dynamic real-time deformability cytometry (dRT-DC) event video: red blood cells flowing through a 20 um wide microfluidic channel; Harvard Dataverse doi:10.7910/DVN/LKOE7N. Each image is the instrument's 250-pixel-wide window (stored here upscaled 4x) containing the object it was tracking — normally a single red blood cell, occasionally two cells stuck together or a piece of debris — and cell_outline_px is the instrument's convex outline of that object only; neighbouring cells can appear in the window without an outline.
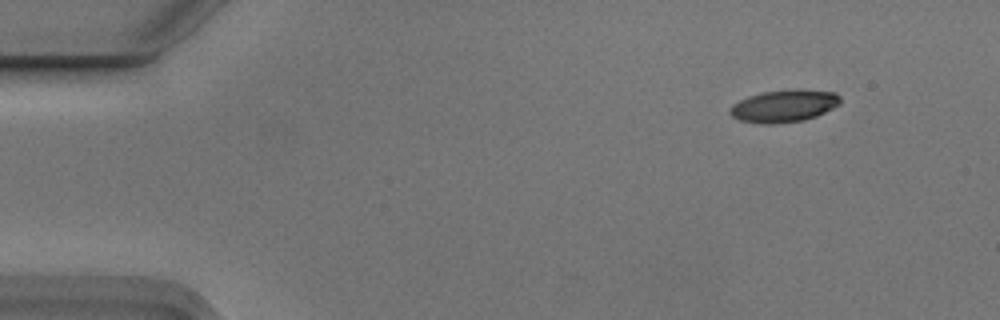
{"species": "Egyptian fruit bat (a non-hibernating species)", "species_latin": "Rousettus aegyptiacus", "temperature_condition": "cold", "stored_images_in_passage": 5, "segment_of_instrument_passage": [1, 2], "camera_frame_rate_fps": 3000, "um_per_image_px": 0.085, "animal": {"sex": "male"}, "frame": {"image": 1, "passage_image": 1, "time_ms": 0.0, "image_size_px": [1000, 320], "cell_outline_px": [[840, 104], [816, 116], [804, 120], [772, 124], [764, 124], [740, 120], [732, 116], [728, 112], [728, 108], [732, 104], [748, 96], [764, 92], [796, 88], [836, 92], [840, 96]], "centroid_in_image_um": [66.63, 8.99], "position_along_channel_um": 18.4, "area_um2": 20.92}}